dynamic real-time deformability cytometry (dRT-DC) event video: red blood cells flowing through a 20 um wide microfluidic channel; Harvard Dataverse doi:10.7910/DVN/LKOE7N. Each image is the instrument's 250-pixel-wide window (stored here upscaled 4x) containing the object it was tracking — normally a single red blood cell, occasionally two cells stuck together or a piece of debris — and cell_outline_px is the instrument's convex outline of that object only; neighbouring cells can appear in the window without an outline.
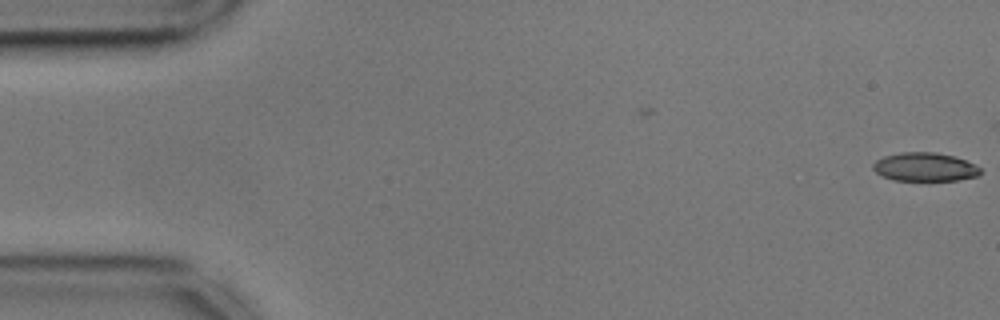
{"species": "common noctule bat (a hibernating species)", "species_latin": "Nyctalus noctula", "temperature_condition": "cold", "stored_images_in_passage": 3, "camera_frame_rate_fps": 3000, "um_per_image_px": 0.085, "animal": {"sex": "male", "body_mass_g": 17.9, "forearm_length_mm": 54.2}, "frame": {"image": 1, "passage_image": 3, "time_ms": 0.667, "image_size_px": [1000, 320], "cell_outline_px": [[980, 176], [956, 180], [892, 180], [876, 172], [872, 168], [872, 164], [876, 160], [884, 156], [900, 152], [936, 152], [952, 156], [964, 160], [980, 168]], "centroid_in_image_um": [78.58, 14.19], "position_along_channel_um": 6.4, "area_um2": 17.74}}